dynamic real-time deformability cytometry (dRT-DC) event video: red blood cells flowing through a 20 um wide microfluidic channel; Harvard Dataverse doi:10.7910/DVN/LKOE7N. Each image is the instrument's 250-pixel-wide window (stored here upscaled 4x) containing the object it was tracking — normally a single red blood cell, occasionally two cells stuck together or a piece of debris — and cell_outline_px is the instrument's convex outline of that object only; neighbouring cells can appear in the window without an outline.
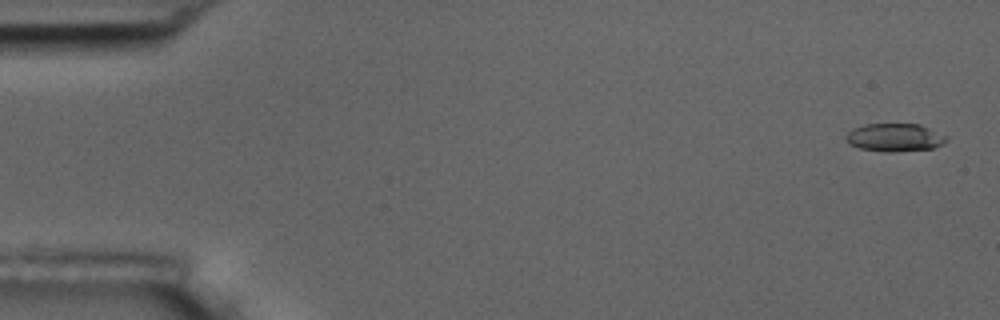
{"species": "common noctule bat (a hibernating species)", "species_latin": "Nyctalus noctula", "temperature_condition": "room temperature", "stored_images_in_passage": 7, "camera_frame_rate_fps": 3000, "um_per_image_px": 0.085, "animal": {"sex": "male", "body_mass_g": 17.5, "forearm_length_mm": 52.3}, "frame": {"image": 1, "passage_image": 1, "time_ms": 0.0, "image_size_px": [1000, 320], "cell_outline_px": [[948, 140], [944, 144], [932, 148], [892, 152], [884, 152], [860, 148], [848, 144], [844, 136], [852, 128], [864, 124], [920, 124], [948, 136]], "centroid_in_image_um": [76.04, 11.68], "position_along_channel_um": 9.0, "area_um2": 16.59}}